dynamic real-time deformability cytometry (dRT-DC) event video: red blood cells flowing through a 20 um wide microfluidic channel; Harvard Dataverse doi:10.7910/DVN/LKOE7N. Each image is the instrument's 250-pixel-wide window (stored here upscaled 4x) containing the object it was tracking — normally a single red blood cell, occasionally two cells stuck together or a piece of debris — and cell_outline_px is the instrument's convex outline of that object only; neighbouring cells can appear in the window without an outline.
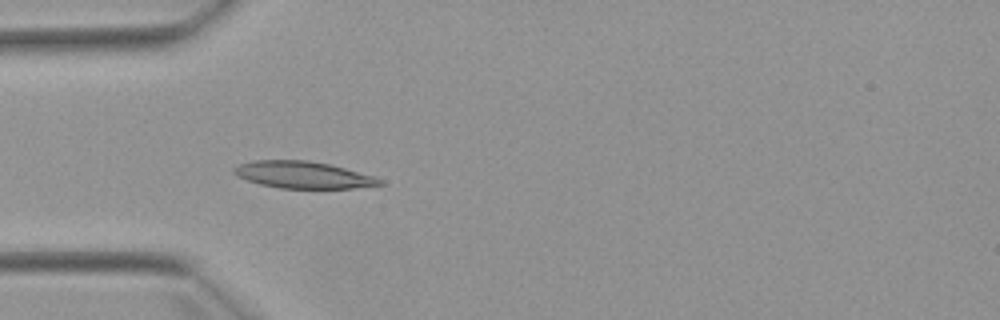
{"species": "Egyptian fruit bat (a non-hibernating species)", "species_latin": "Rousettus aegyptiacus", "temperature_condition": "warm", "stored_images_in_passage": 4, "camera_frame_rate_fps": 3000, "um_per_image_px": 0.085, "animal": {"sex": "female"}, "frame": {"image": 1, "passage_image": 4, "time_ms": 4.333, "image_size_px": [1000, 320], "cell_outline_px": [[384, 184], [352, 188], [280, 188], [260, 184], [236, 176], [232, 172], [232, 168], [240, 164], [252, 160], [308, 160], [328, 164], [376, 176], [384, 180]], "centroid_in_image_um": [25.76, 14.86], "position_along_channel_um": 59.2, "area_um2": 22.89}}